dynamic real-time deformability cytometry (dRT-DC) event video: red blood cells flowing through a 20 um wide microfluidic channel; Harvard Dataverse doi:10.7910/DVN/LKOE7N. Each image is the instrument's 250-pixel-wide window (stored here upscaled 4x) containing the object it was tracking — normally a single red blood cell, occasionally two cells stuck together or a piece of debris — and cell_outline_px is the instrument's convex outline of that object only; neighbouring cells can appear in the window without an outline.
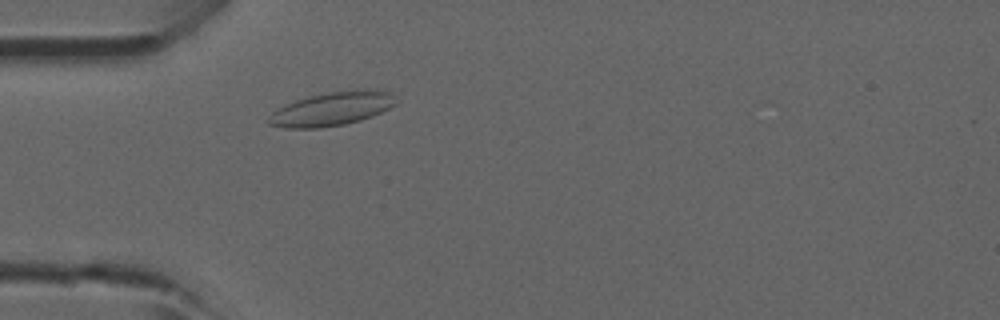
{"species": "common noctule bat (a hibernating species)", "species_latin": "Nyctalus noctula", "temperature_condition": "room temperature", "stored_images_in_passage": 38, "camera_frame_rate_fps": 3000, "um_per_image_px": 0.085, "animal": {"sex": "male", "forearm_length_mm": 52.5}, "frame": {"image": 1, "passage_image": 6, "time_ms": 1.667, "image_size_px": [1000, 320], "cell_outline_px": [[400, 100], [396, 104], [372, 116], [360, 120], [344, 124], [320, 128], [284, 128], [268, 124], [264, 120], [276, 108], [284, 104], [308, 96], [328, 92], [368, 88], [380, 88], [392, 92]], "centroid_in_image_um": [28.23, 9.23], "position_along_channel_um": 56.8, "area_um2": 25.66}}
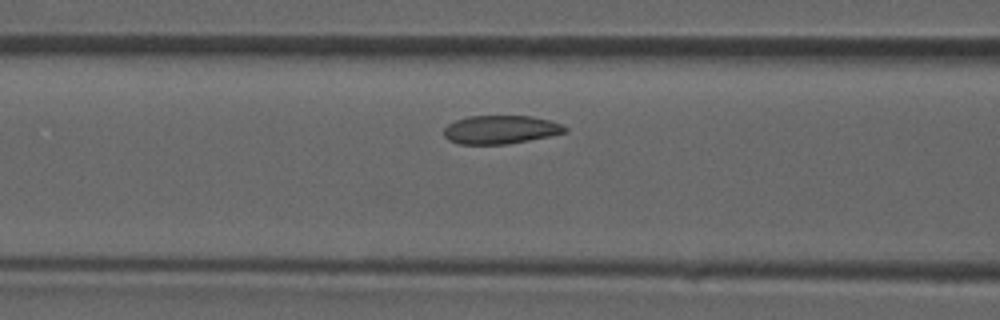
{"frame": {"image": 2, "passage_image": 11, "time_ms": 3.333, "image_size_px": [1000, 320], "cell_outline_px": [[568, 132], [508, 144], [460, 144], [448, 140], [444, 136], [444, 128], [448, 124], [456, 120], [468, 116], [532, 116], [548, 120], [560, 124], [568, 128]], "centroid_in_image_um": [42.53, 11.02], "position_along_channel_um": 124.1, "area_um2": 20.0}}